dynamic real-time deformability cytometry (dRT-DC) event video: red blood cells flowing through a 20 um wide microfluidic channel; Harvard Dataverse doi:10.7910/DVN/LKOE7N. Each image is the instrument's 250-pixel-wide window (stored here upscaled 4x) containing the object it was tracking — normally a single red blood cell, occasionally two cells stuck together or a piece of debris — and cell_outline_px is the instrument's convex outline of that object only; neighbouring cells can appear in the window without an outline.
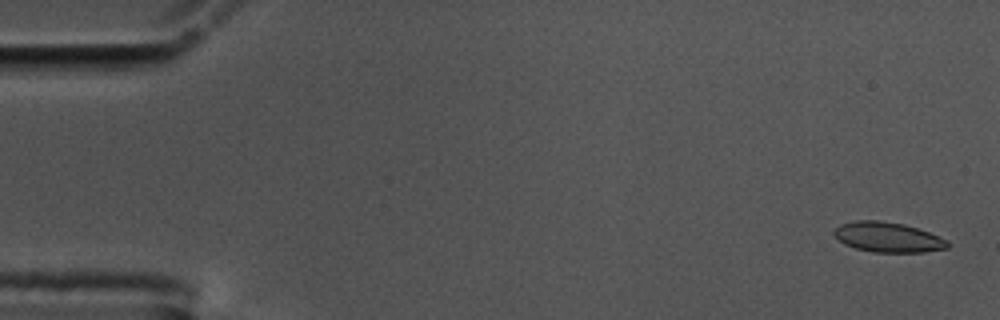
{"species": "common noctule bat (a hibernating species)", "species_latin": "Nyctalus noctula", "temperature_condition": "cold", "stored_images_in_passage": 56, "camera_frame_rate_fps": 3000, "um_per_image_px": 0.085, "animal": {"sex": "male", "body_mass_g": 17.5, "forearm_length_mm": 52.3}, "frame": {"image": 1, "passage_image": 2, "time_ms": 0.333, "image_size_px": [1000, 320], "cell_outline_px": [[948, 248], [924, 252], [872, 252], [856, 248], [844, 244], [832, 232], [840, 224], [852, 220], [880, 220], [904, 224], [928, 232], [948, 240]], "centroid_in_image_um": [75.45, 20.15], "position_along_channel_um": 9.5, "area_um2": 19.83}}
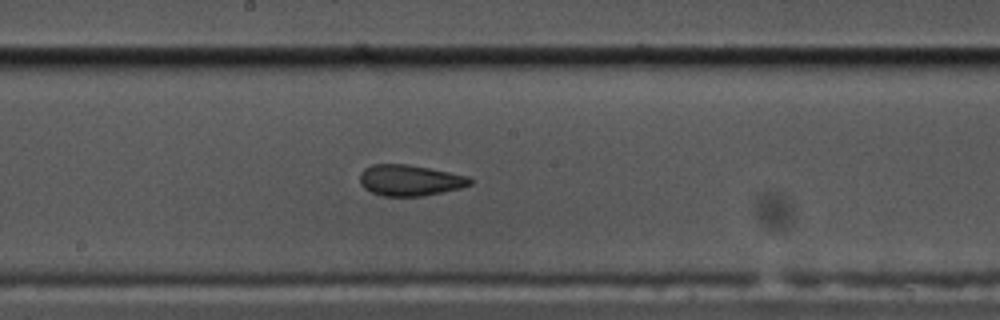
{"frame": {"image": 2, "passage_image": 30, "time_ms": 9.667, "image_size_px": [1000, 320], "cell_outline_px": [[472, 184], [460, 188], [420, 196], [384, 196], [372, 192], [364, 188], [360, 184], [360, 172], [364, 168], [372, 164], [408, 164], [468, 176], [472, 180]], "centroid_in_image_um": [34.8, 15.32], "position_along_channel_um": 213.4, "area_um2": 19.77}}
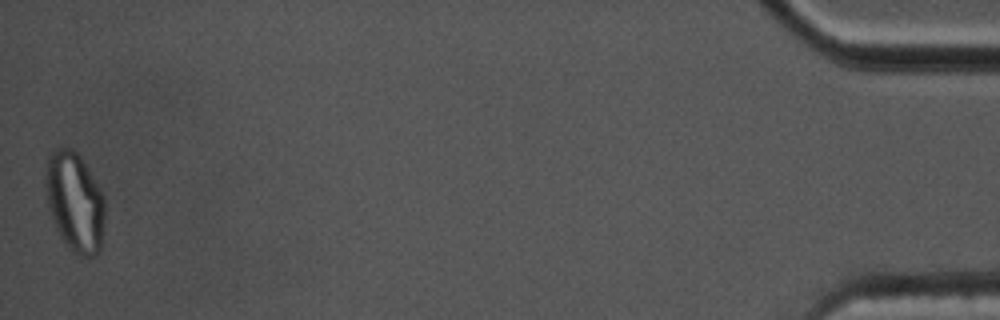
{"frame": {"image": 3, "passage_image": 56, "time_ms": 18.333, "image_size_px": [1000, 320], "cell_outline_px": [[104, 220], [100, 252], [96, 256], [80, 256], [72, 252], [60, 236], [56, 228], [48, 208], [44, 188], [44, 180], [48, 152], [56, 148], [72, 148], [80, 156], [100, 188], [104, 196]], "centroid_in_image_um": [6.33, 17.15], "position_along_channel_um": 428.9, "area_um2": 34.85}, "authors_computed_cell_mechanics": {"area_um2": 20.4034, "velocity_mm_per_s": 3.5723, "shape_relaxation_time_tau1_ms": null, "shape_relaxation_time_tau2_ms": 0.8429, "deformation_change_tau1": null, "deformation_change_tau2": 0.0495}}